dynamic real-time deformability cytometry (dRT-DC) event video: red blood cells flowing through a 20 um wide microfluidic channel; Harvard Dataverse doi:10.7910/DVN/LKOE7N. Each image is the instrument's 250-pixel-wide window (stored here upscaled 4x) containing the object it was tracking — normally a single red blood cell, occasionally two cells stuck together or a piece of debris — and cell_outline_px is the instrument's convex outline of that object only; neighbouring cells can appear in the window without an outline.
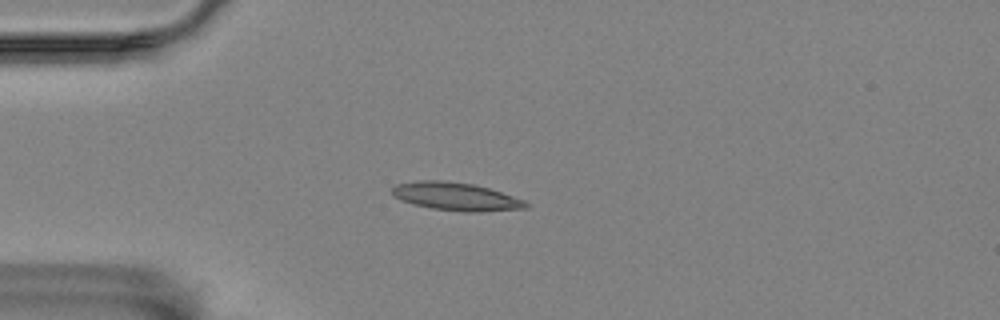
{"species": "Egyptian fruit bat (a non-hibernating species)", "species_latin": "Rousettus aegyptiacus", "temperature_condition": "room temperature", "stored_images_in_passage": 6, "camera_frame_rate_fps": 3000, "um_per_image_px": 0.085, "animal": {"sex": "female"}, "frame": {"image": 1, "passage_image": 4, "time_ms": 3.667, "image_size_px": [1000, 320], "cell_outline_px": [[528, 208], [480, 212], [464, 212], [432, 208], [412, 204], [400, 200], [392, 196], [392, 188], [396, 184], [420, 180], [440, 180], [472, 184], [488, 188], [524, 200], [528, 204]], "centroid_in_image_um": [38.72, 16.71], "position_along_channel_um": 46.3, "area_um2": 21.79}}
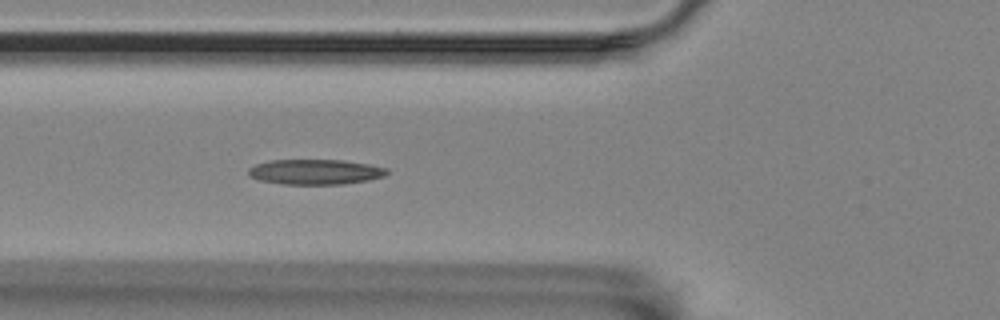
{"frame": {"image": 2, "passage_image": 6, "time_ms": 5.667, "image_size_px": [1000, 320], "cell_outline_px": [[388, 172], [384, 176], [368, 180], [344, 184], [284, 184], [260, 180], [248, 176], [248, 168], [256, 164], [272, 160], [344, 160], [368, 164], [388, 168]], "centroid_in_image_um": [26.8, 14.61], "position_along_channel_um": 99.0, "area_um2": 20.29}}